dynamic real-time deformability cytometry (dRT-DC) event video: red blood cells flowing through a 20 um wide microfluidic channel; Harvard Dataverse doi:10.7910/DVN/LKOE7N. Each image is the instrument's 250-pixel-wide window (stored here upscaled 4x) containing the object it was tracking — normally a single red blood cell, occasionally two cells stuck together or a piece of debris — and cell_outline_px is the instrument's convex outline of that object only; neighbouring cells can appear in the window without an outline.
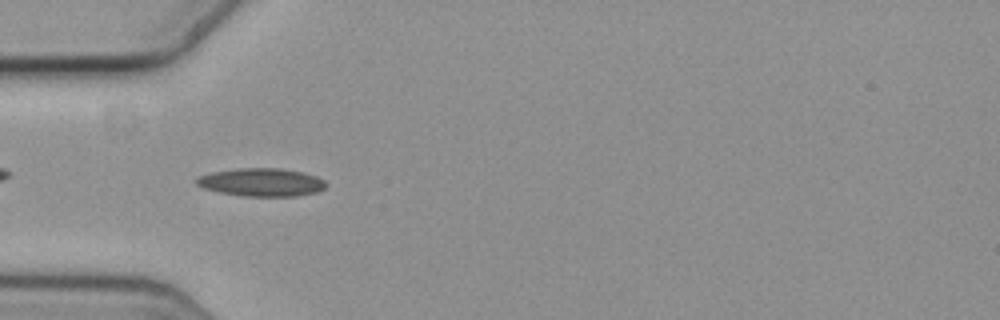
{"species": "common noctule bat (a hibernating species)", "species_latin": "Nyctalus noctula", "temperature_condition": "cold", "stored_images_in_passage": 39, "camera_frame_rate_fps": 3000, "um_per_image_px": 0.085, "animal": {"sex": "female", "body_mass_g": 19.3, "forearm_length_mm": 54.1}, "frame": {"image": 1, "passage_image": 2, "time_ms": 0.333, "image_size_px": [1000, 320], "cell_outline_px": [[328, 184], [324, 188], [316, 192], [296, 196], [240, 196], [220, 192], [204, 188], [196, 184], [196, 176], [212, 172], [236, 168], [280, 168], [304, 172], [316, 176], [324, 180]], "centroid_in_image_um": [22.22, 15.48], "position_along_channel_um": 62.8, "area_um2": 21.33}}
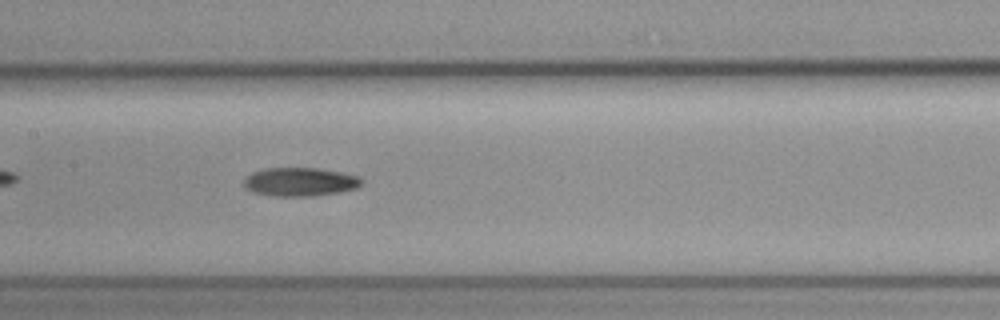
{"frame": {"image": 2, "passage_image": 12, "time_ms": 3.667, "image_size_px": [1000, 320], "cell_outline_px": [[364, 180], [356, 188], [340, 192], [312, 196], [272, 196], [252, 192], [244, 188], [244, 180], [252, 172], [264, 168], [316, 168], [340, 172], [360, 176]], "centroid_in_image_um": [25.49, 15.46], "position_along_channel_um": 181.9, "area_um2": 19.71}}
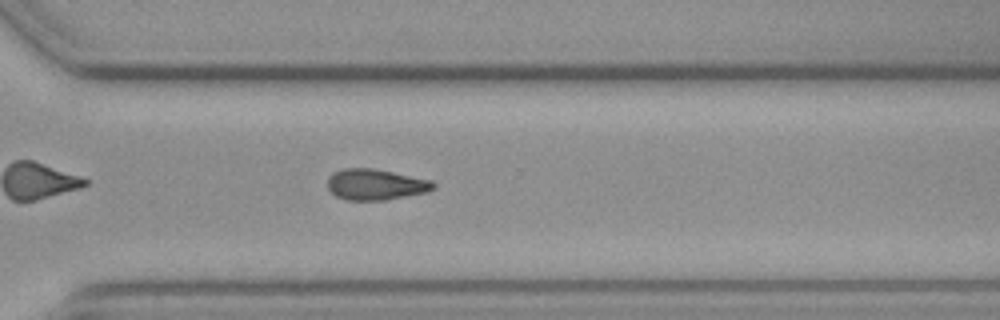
{"frame": {"image": 3, "passage_image": 25, "time_ms": 8.0, "image_size_px": [1000, 320], "cell_outline_px": [[436, 188], [428, 192], [384, 200], [344, 200], [336, 196], [328, 188], [328, 176], [332, 172], [344, 168], [372, 168], [432, 180], [436, 184]], "centroid_in_image_um": [31.93, 15.68], "position_along_channel_um": 338.7, "area_um2": 19.19}}